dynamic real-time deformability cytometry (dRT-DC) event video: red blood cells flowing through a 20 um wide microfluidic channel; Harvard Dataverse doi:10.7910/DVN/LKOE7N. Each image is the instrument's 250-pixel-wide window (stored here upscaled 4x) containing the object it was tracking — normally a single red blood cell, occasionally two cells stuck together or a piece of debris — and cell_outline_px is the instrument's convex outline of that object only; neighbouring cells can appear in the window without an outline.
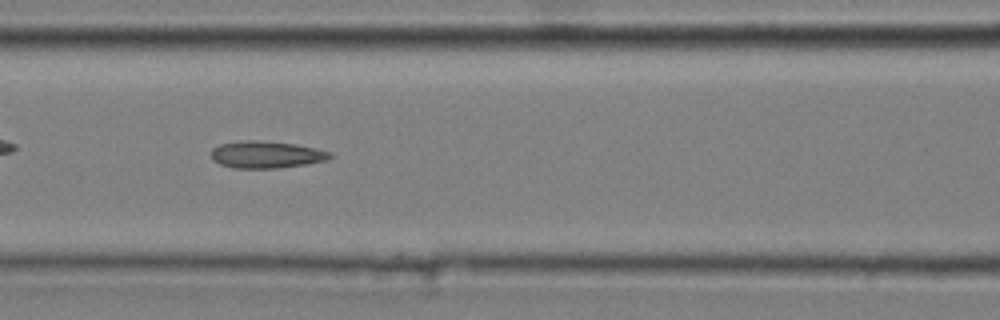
{"species": "common noctule bat (a hibernating species)", "species_latin": "Nyctalus noctula", "temperature_condition": "cold", "stored_images_in_passage": 31, "camera_frame_rate_fps": 3000, "um_per_image_px": 0.085, "animal": {"sex": "male", "body_mass_g": 20.4}, "frame": {"image": 1, "passage_image": 8, "time_ms": 2.333, "image_size_px": [1000, 320], "cell_outline_px": [[336, 156], [328, 160], [304, 164], [276, 168], [232, 168], [220, 164], [212, 160], [212, 148], [220, 144], [244, 140], [260, 140], [296, 144], [316, 148], [328, 152]], "centroid_in_image_um": [22.63, 13.14], "position_along_channel_um": 144.0, "area_um2": 18.79}}
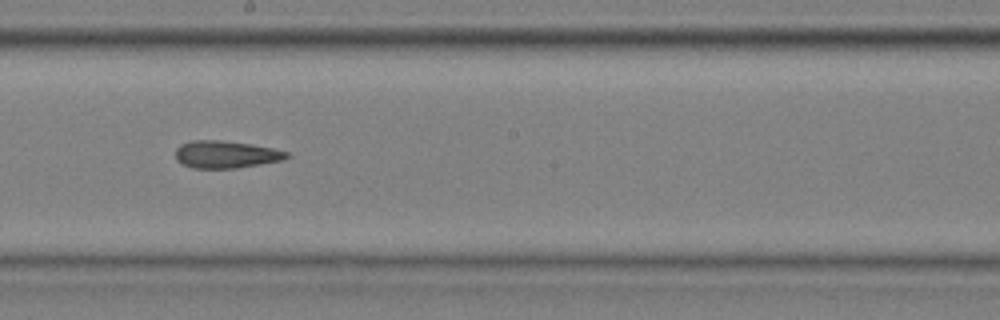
{"frame": {"image": 2, "passage_image": 15, "time_ms": 4.667, "image_size_px": [1000, 320], "cell_outline_px": [[292, 156], [284, 160], [236, 168], [192, 168], [176, 160], [176, 148], [180, 144], [192, 140], [220, 140], [252, 144], [292, 152]], "centroid_in_image_um": [19.25, 13.12], "position_along_channel_um": 228.9, "area_um2": 17.92}}
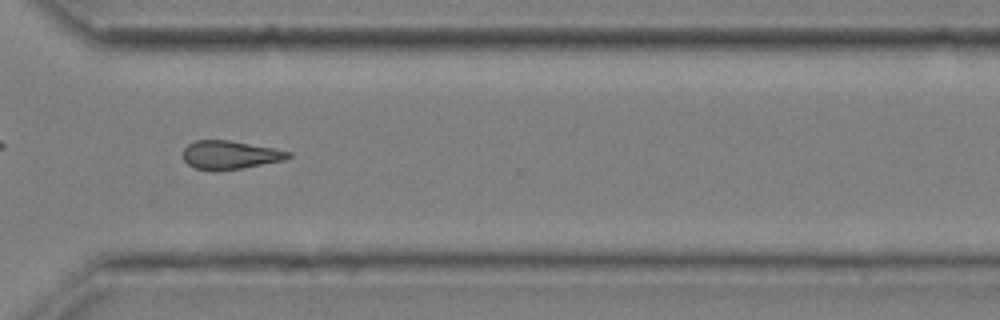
{"frame": {"image": 3, "passage_image": 25, "time_ms": 8.0, "image_size_px": [1000, 320], "cell_outline_px": [[292, 156], [284, 160], [240, 168], [216, 172], [196, 168], [188, 164], [184, 160], [184, 148], [188, 144], [196, 140], [228, 140], [276, 148], [292, 152]], "centroid_in_image_um": [19.56, 13.17], "position_along_channel_um": 351.0, "area_um2": 17.51}}